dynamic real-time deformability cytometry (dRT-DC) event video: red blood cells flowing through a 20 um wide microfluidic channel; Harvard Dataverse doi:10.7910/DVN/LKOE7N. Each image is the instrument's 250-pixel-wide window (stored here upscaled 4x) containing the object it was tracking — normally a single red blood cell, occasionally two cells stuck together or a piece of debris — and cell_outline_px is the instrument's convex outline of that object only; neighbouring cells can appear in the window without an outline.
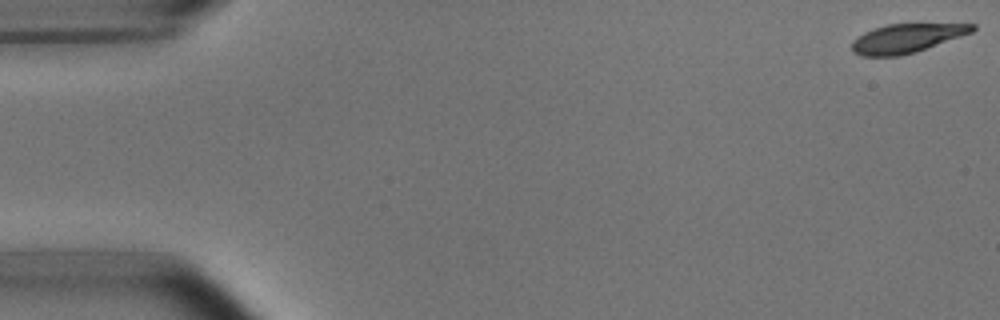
{"species": "common noctule bat (a hibernating species)", "species_latin": "Nyctalus noctula", "temperature_condition": "room temperature", "stored_images_in_passage": 53, "camera_frame_rate_fps": 3000, "um_per_image_px": 0.085, "animal": {"sex": "male", "body_mass_g": 15.6}, "frame": {"image": 1, "passage_image": 1, "time_ms": 0.0, "image_size_px": [1000, 320], "cell_outline_px": [[976, 28], [972, 32], [916, 52], [900, 56], [860, 56], [852, 52], [852, 40], [864, 32], [888, 24], [976, 24]], "centroid_in_image_um": [77.03, 3.26], "position_along_channel_um": 8.0, "area_um2": 20.17}}
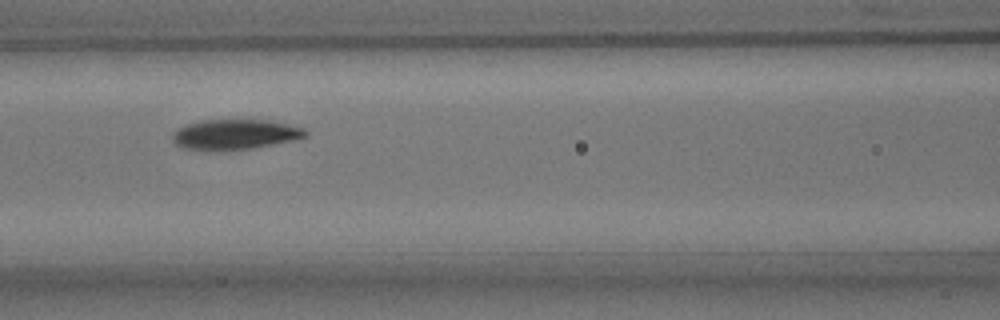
{"frame": {"image": 2, "passage_image": 23, "time_ms": 7.333, "image_size_px": [1000, 320], "cell_outline_px": [[308, 136], [292, 140], [252, 148], [184, 148], [176, 144], [172, 140], [172, 132], [176, 128], [200, 120], [268, 120], [304, 128], [308, 132]], "centroid_in_image_um": [19.98, 11.38], "position_along_channel_um": 146.6, "area_um2": 22.6}}
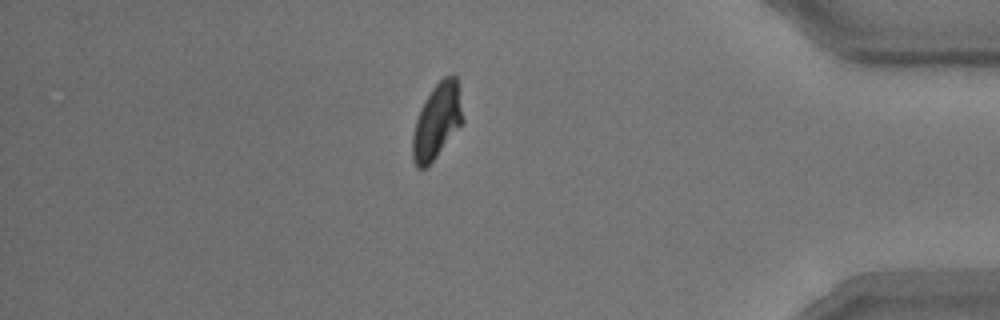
{"frame": {"image": 3, "passage_image": 46, "time_ms": 15.0, "image_size_px": [1000, 320], "cell_outline_px": [[464, 120], [436, 156], [424, 168], [416, 168], [412, 160], [412, 136], [416, 120], [420, 108], [432, 88], [444, 76], [456, 76]], "centroid_in_image_um": [37.11, 10.3], "position_along_channel_um": 398.1, "area_um2": 21.56}}